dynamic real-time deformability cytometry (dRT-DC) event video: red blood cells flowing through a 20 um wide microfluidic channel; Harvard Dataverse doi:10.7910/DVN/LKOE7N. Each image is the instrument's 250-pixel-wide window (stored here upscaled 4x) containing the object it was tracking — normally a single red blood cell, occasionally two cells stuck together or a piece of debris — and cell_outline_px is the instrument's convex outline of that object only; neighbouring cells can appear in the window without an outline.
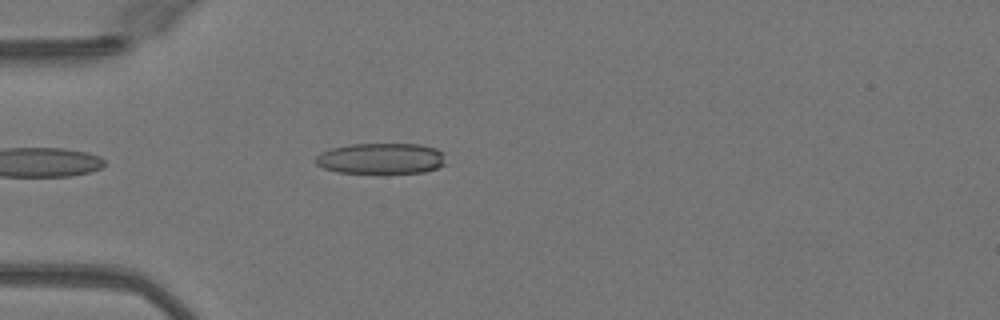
{"species": "Egyptian fruit bat (a non-hibernating species)", "species_latin": "Rousettus aegyptiacus", "temperature_condition": "warm", "stored_images_in_passage": 37, "camera_frame_rate_fps": 3000, "um_per_image_px": 0.085, "animal": {"sex": "female"}, "frame": {"image": 1, "passage_image": 4, "time_ms": 1.0, "image_size_px": [1000, 320], "cell_outline_px": [[444, 164], [436, 168], [424, 172], [336, 172], [324, 168], [316, 164], [316, 156], [320, 152], [332, 148], [352, 144], [420, 144], [436, 148], [444, 152]], "centroid_in_image_um": [32.39, 13.45], "position_along_channel_um": 52.6, "area_um2": 23.18}}
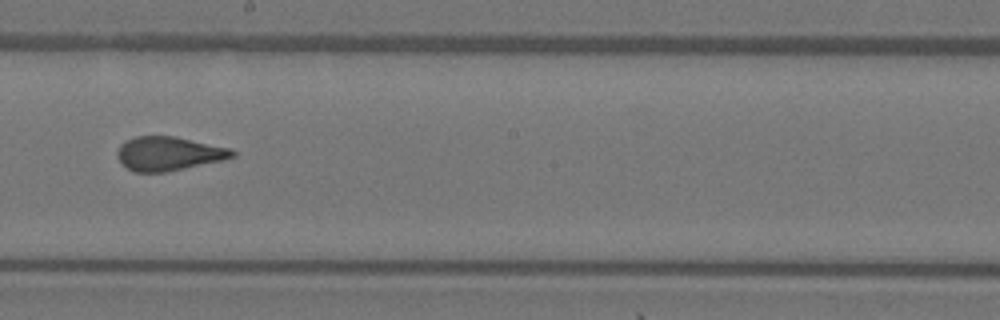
{"frame": {"image": 2, "passage_image": 18, "time_ms": 5.667, "image_size_px": [1000, 320], "cell_outline_px": [[236, 156], [220, 160], [164, 172], [136, 172], [128, 168], [120, 160], [116, 152], [120, 144], [124, 140], [136, 136], [176, 136], [232, 148], [236, 152]], "centroid_in_image_um": [14.34, 13.03], "position_along_channel_um": 233.9, "area_um2": 22.6}}
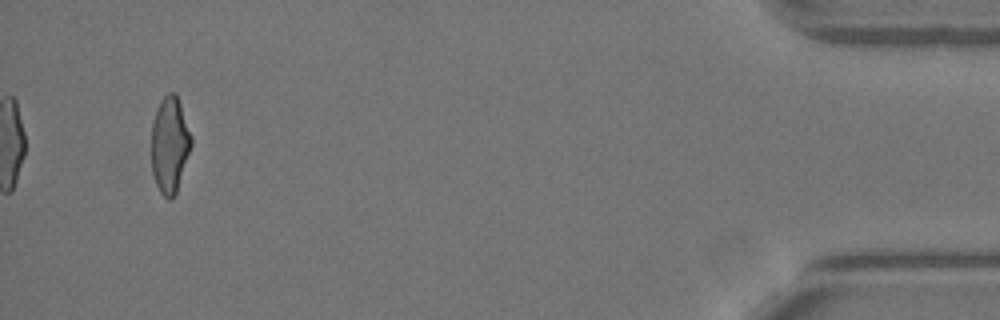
{"frame": {"image": 3, "passage_image": 37, "time_ms": 12.0, "image_size_px": [1000, 320], "cell_outline_px": [[192, 144], [176, 192], [168, 200], [160, 192], [156, 184], [152, 172], [152, 120], [156, 108], [160, 100], [168, 92], [176, 92], [192, 136]], "centroid_in_image_um": [14.42, 12.25], "position_along_channel_um": 420.8, "area_um2": 22.31}, "authors_computed_cell_mechanics": {"area_um2": 22.9466, "velocity_mm_per_s": 4.1107, "shape_relaxation_time_tau1_ms": 7.4671, "shape_relaxation_time_tau2_ms": 0.7914, "deformation_change_tau1": 0.2344, "deformation_change_tau2": 0.0936}}